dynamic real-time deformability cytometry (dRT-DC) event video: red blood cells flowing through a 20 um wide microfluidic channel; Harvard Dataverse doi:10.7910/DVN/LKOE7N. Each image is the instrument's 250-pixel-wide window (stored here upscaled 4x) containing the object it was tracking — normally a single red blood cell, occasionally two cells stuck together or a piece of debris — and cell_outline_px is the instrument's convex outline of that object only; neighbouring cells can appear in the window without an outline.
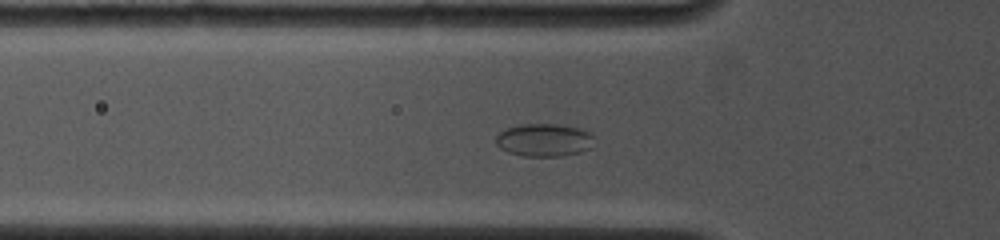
{"species": "common noctule bat (a hibernating species)", "species_latin": "Nyctalus noctula", "temperature_condition": "cold", "stored_images_in_passage": 31, "camera_frame_rate_fps": 4500, "um_per_image_px": 0.085, "animal": {"sex": "female", "body_mass_g": 19.0, "forearm_length_mm": 53.3}, "frame": {"image": 1, "passage_image": 6, "time_ms": 1.333, "image_size_px": [1000, 240], "cell_outline_px": [[596, 136], [588, 148], [580, 152], [560, 156], [524, 156], [508, 152], [500, 148], [496, 144], [496, 136], [504, 128], [520, 124], [564, 124], [580, 128]], "centroid_in_image_um": [46.23, 11.88], "position_along_channel_um": 79.6, "area_um2": 18.96}}
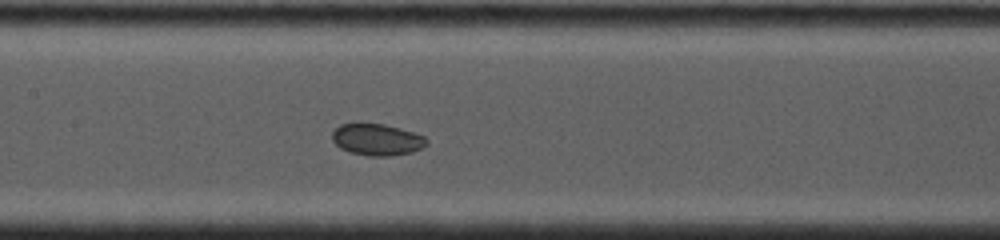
{"frame": {"image": 2, "passage_image": 17, "time_ms": 3.778, "image_size_px": [1000, 240], "cell_outline_px": [[428, 144], [412, 152], [392, 156], [368, 156], [352, 152], [340, 148], [332, 140], [332, 132], [340, 124], [384, 124], [400, 128], [424, 136], [428, 140]], "centroid_in_image_um": [32.05, 11.87], "position_along_channel_um": 175.3, "area_um2": 17.28}}
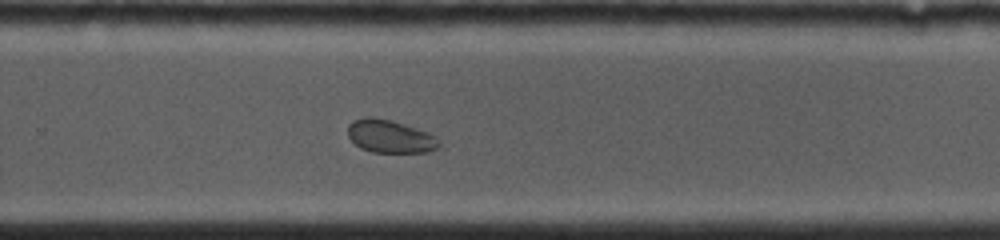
{"frame": {"image": 3, "passage_image": 31, "time_ms": 6.889, "image_size_px": [1000, 240], "cell_outline_px": [[440, 144], [436, 148], [424, 152], [372, 152], [360, 148], [348, 136], [348, 124], [356, 120], [368, 116], [372, 116], [392, 120], [428, 132], [436, 136], [440, 140]], "centroid_in_image_um": [33.15, 11.58], "position_along_channel_um": 296.6, "area_um2": 17.46}}